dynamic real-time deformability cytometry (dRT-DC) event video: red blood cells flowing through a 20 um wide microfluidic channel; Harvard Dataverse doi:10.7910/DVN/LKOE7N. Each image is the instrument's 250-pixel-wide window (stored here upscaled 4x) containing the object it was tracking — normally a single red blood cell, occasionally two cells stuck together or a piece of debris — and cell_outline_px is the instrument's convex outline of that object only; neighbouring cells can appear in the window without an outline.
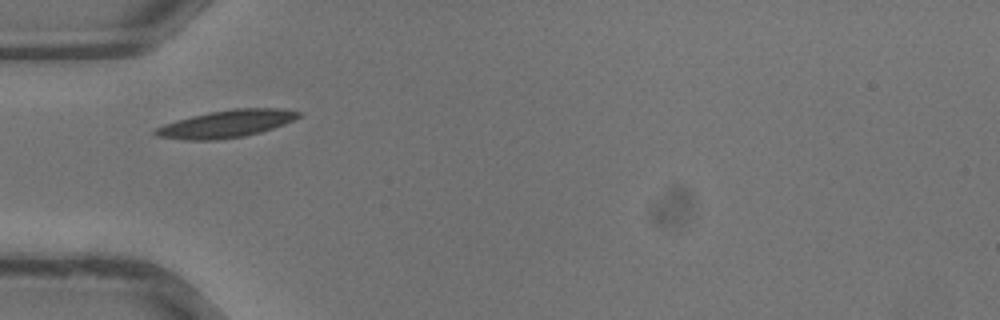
{"species": "common noctule bat (a hibernating species)", "species_latin": "Nyctalus noctula", "temperature_condition": "warm", "stored_images_in_passage": 23, "camera_frame_rate_fps": 3000, "um_per_image_px": 0.085, "animal": {"sex": "male", "body_mass_g": 13.3}, "frame": {"image": 1, "passage_image": 1, "time_ms": 0.0, "image_size_px": [1000, 320], "cell_outline_px": [[304, 112], [300, 116], [284, 124], [260, 132], [244, 136], [216, 140], [184, 140], [156, 136], [152, 132], [156, 128], [164, 124], [176, 120], [192, 116], [232, 108], [280, 108]], "centroid_in_image_um": [19.24, 10.52], "position_along_channel_um": 65.8, "area_um2": 22.77}}
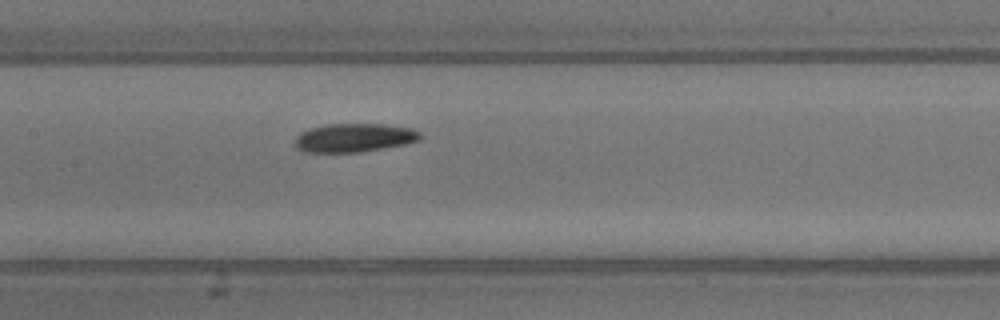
{"frame": {"image": 2, "passage_image": 7, "time_ms": 2.0, "image_size_px": [1000, 320], "cell_outline_px": [[420, 140], [404, 144], [360, 152], [304, 152], [296, 148], [296, 136], [300, 132], [312, 128], [328, 124], [384, 124], [412, 128], [420, 132]], "centroid_in_image_um": [30.1, 11.7], "position_along_channel_um": 177.3, "area_um2": 20.75}}
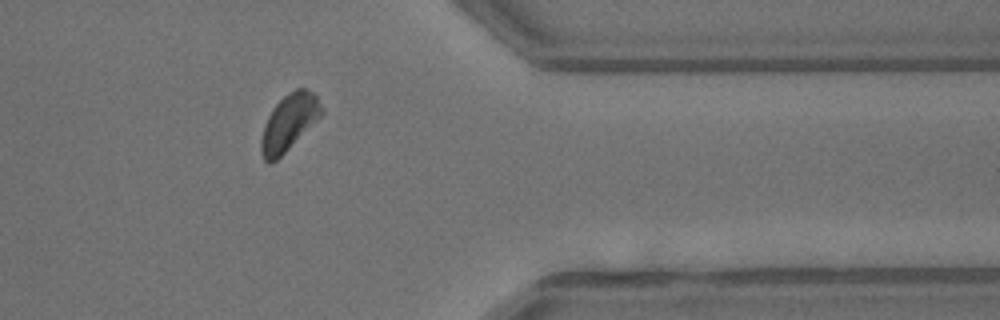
{"frame": {"image": 3, "passage_image": 19, "time_ms": 6.0, "image_size_px": [1000, 320], "cell_outline_px": [[324, 112], [276, 160], [268, 164], [264, 160], [260, 152], [260, 140], [264, 124], [272, 108], [288, 92], [296, 88], [308, 88], [316, 96]], "centroid_in_image_um": [24.52, 10.39], "position_along_channel_um": 386.9, "area_um2": 19.48}}